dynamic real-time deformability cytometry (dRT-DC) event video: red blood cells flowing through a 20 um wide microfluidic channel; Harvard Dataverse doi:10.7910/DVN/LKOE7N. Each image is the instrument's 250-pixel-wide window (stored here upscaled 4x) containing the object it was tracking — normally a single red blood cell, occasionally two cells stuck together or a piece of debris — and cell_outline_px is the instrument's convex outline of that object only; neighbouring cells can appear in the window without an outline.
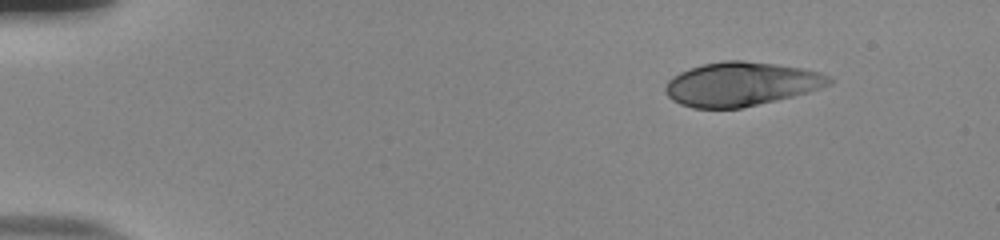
{"species": "human", "species_latin": "Homo sapiens", "temperature_condition": "room temperature", "stored_images_in_passage": 48, "camera_frame_rate_fps": 3000, "um_per_image_px": 0.085, "donor": {"sex": "male"}, "frame": {"image": 1, "passage_image": 1, "time_ms": 0.0, "image_size_px": [1000, 240], "cell_outline_px": [[832, 84], [808, 92], [776, 100], [740, 108], [692, 108], [680, 104], [672, 100], [664, 92], [664, 88], [668, 80], [672, 76], [680, 72], [704, 64], [724, 60], [744, 60], [776, 64], [804, 68], [820, 72], [832, 76]], "centroid_in_image_um": [63.0, 7.14], "position_along_channel_um": 22.0, "area_um2": 42.02}}
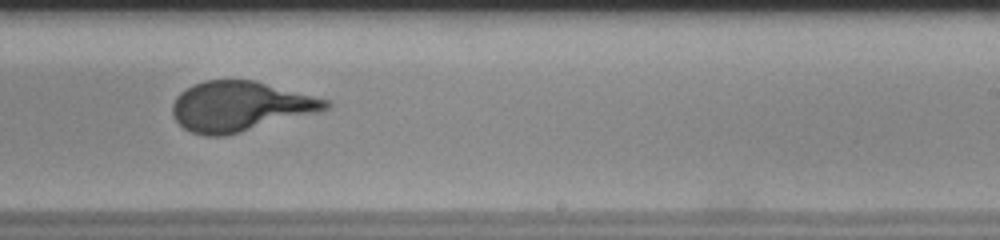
{"frame": {"image": 2, "passage_image": 29, "time_ms": 9.333, "image_size_px": [1000, 240], "cell_outline_px": [[332, 104], [328, 108], [316, 112], [240, 132], [224, 136], [204, 136], [192, 132], [184, 128], [172, 116], [172, 104], [176, 96], [180, 92], [192, 84], [204, 80], [256, 80], [328, 100]], "centroid_in_image_um": [20.35, 9.03], "position_along_channel_um": 268.6, "area_um2": 44.27}}
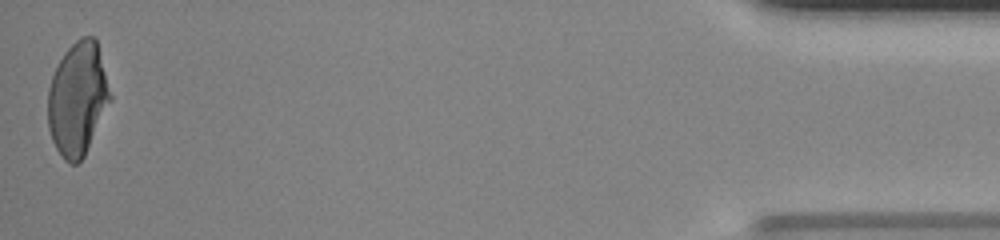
{"frame": {"image": 3, "passage_image": 48, "time_ms": 15.667, "image_size_px": [1000, 240], "cell_outline_px": [[112, 100], [84, 156], [76, 164], [68, 164], [64, 160], [56, 148], [52, 140], [48, 128], [48, 88], [52, 76], [64, 52], [76, 40], [84, 36], [92, 36], [96, 40], [112, 96]], "centroid_in_image_um": [6.6, 8.43], "position_along_channel_um": 428.6, "area_um2": 41.1}, "authors_computed_cell_mechanics": {"area_um2": 43.9569, "velocity_mm_per_s": 3.8012, "shape_relaxation_time_tau1_ms": 7.3969, "shape_relaxation_time_tau2_ms": null, "deformation_change_tau1": 0.2717, "deformation_change_tau2": null}}